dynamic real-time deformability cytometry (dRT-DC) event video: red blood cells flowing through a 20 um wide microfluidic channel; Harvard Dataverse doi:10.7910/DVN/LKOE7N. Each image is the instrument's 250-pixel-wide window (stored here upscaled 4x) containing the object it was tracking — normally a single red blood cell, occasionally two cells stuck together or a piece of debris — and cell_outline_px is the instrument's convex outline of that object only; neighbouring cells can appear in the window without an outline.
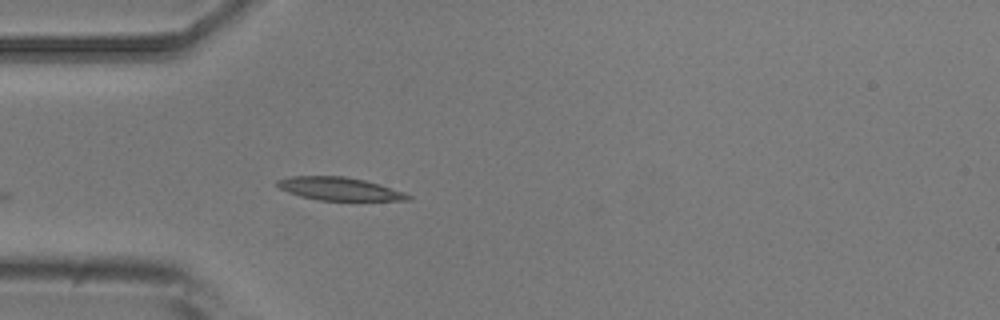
{"species": "common noctule bat (a hibernating species)", "species_latin": "Nyctalus noctula", "temperature_condition": "room temperature", "stored_images_in_passage": 4, "camera_frame_rate_fps": 3000, "um_per_image_px": 0.085, "animal": {"sex": "male", "body_mass_g": 20.5, "forearm_length_mm": 52.5}, "frame": {"image": 1, "passage_image": 4, "time_ms": 4.333, "image_size_px": [1000, 320], "cell_outline_px": [[412, 200], [320, 200], [300, 196], [288, 192], [280, 188], [276, 184], [276, 180], [292, 176], [344, 176], [364, 180], [380, 184], [404, 192], [412, 196]], "centroid_in_image_um": [28.85, 16.04], "position_along_channel_um": 56.1, "area_um2": 17.46}}